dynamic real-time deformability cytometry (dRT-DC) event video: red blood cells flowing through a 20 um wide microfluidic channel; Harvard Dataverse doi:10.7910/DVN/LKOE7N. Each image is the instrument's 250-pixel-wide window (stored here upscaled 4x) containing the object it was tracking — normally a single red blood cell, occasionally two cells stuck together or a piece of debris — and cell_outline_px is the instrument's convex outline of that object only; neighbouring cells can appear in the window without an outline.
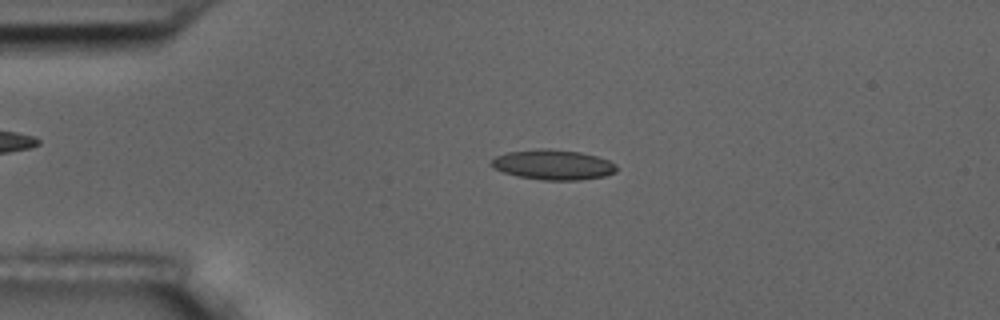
{"species": "common noctule bat (a hibernating species)", "species_latin": "Nyctalus noctula", "temperature_condition": "room temperature", "stored_images_in_passage": 41, "camera_frame_rate_fps": 3000, "um_per_image_px": 0.085, "animal": {"sex": "male", "body_mass_g": 17.5, "forearm_length_mm": 52.3}, "frame": {"image": 1, "passage_image": 6, "time_ms": 1.667, "image_size_px": [1000, 320], "cell_outline_px": [[616, 172], [604, 176], [580, 180], [540, 180], [520, 176], [504, 172], [492, 168], [488, 164], [496, 156], [508, 152], [540, 148], [548, 148], [580, 152], [596, 156], [608, 160], [616, 164]], "centroid_in_image_um": [47.0, 14.0], "position_along_channel_um": 38.0, "area_um2": 21.96}}
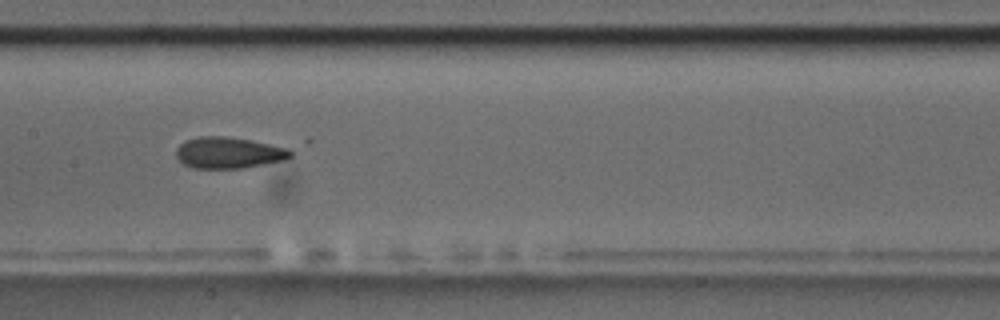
{"frame": {"image": 2, "passage_image": 21, "time_ms": 6.667, "image_size_px": [1000, 320], "cell_outline_px": [[292, 156], [284, 160], [244, 168], [192, 168], [184, 164], [176, 156], [176, 148], [184, 140], [200, 136], [224, 136], [248, 140], [288, 148], [292, 152]], "centroid_in_image_um": [19.4, 12.98], "position_along_channel_um": 188.0, "area_um2": 20.75}}
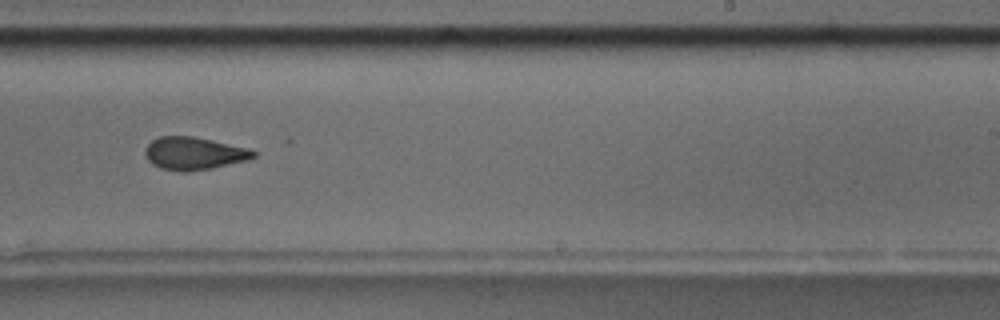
{"frame": {"image": 3, "passage_image": 28, "time_ms": 9.0, "image_size_px": [1000, 320], "cell_outline_px": [[256, 156], [248, 160], [212, 168], [188, 172], [184, 172], [160, 168], [152, 164], [148, 160], [144, 152], [144, 148], [152, 140], [160, 136], [192, 136], [212, 140], [248, 148], [256, 152]], "centroid_in_image_um": [16.47, 13.04], "position_along_channel_um": 272.5, "area_um2": 20.69}, "authors_computed_cell_mechanics": {"area_um2": 21.2704, "velocity_mm_per_s": 3.6297, "shape_relaxation_time_tau1_ms": null, "shape_relaxation_time_tau2_ms": 5.9785, "deformation_change_tau1": null, "deformation_change_tau2": 0.1326}}